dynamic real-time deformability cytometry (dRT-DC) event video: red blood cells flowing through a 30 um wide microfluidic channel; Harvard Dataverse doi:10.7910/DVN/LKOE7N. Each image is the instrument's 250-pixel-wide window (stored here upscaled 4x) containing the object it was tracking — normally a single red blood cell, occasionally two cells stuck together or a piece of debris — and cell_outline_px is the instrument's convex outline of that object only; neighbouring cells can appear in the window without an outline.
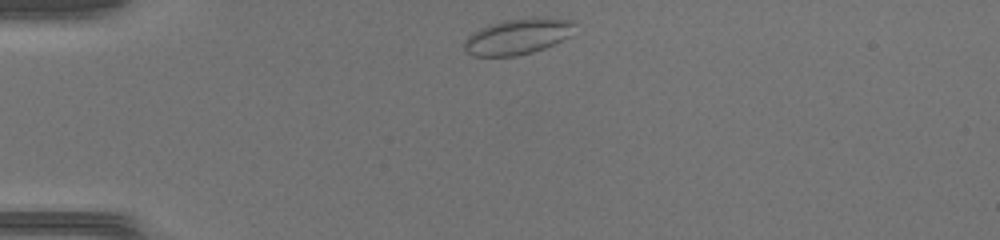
{"species": "common noctule bat (a hibernating species)", "species_latin": "Nyctalus noctula", "temperature_condition": "warm", "stored_images_in_passage": 36, "camera_frame_rate_fps": 3000, "um_per_image_px": 0.085, "animal": {"sex": "female", "body_mass_g": 17.0, "forearm_length_mm": 48.0}, "frame": {"image": 1, "passage_image": 1, "time_ms": 0.0, "image_size_px": [1000, 240], "cell_outline_px": [[572, 24], [568, 36], [544, 48], [532, 52], [516, 56], [472, 56], [464, 48], [464, 40], [468, 36], [480, 28], [504, 20], [572, 20]], "centroid_in_image_um": [43.86, 3.16], "position_along_channel_um": 41.1, "area_um2": 21.68}}
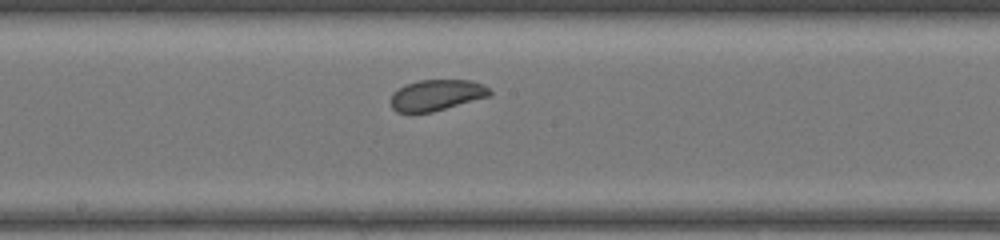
{"frame": {"image": 2, "passage_image": 15, "time_ms": 4.667, "image_size_px": [1000, 240], "cell_outline_px": [[492, 92], [488, 96], [432, 112], [396, 112], [392, 108], [392, 92], [404, 84], [420, 80], [472, 80], [484, 84]], "centroid_in_image_um": [37.09, 8.07], "position_along_channel_um": 211.1, "area_um2": 17.74}}
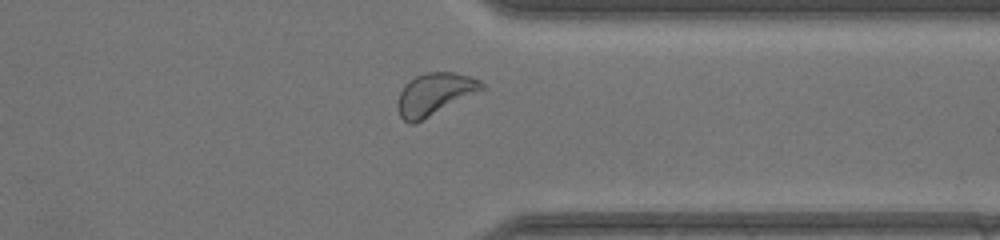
{"frame": {"image": 3, "passage_image": 26, "time_ms": 8.333, "image_size_px": [1000, 240], "cell_outline_px": [[484, 88], [416, 124], [408, 124], [400, 116], [396, 108], [396, 104], [400, 92], [404, 84], [408, 80], [424, 72], [452, 72], [468, 76], [480, 80], [484, 84]], "centroid_in_image_um": [36.87, 8.01], "position_along_channel_um": 374.5, "area_um2": 20.63}}